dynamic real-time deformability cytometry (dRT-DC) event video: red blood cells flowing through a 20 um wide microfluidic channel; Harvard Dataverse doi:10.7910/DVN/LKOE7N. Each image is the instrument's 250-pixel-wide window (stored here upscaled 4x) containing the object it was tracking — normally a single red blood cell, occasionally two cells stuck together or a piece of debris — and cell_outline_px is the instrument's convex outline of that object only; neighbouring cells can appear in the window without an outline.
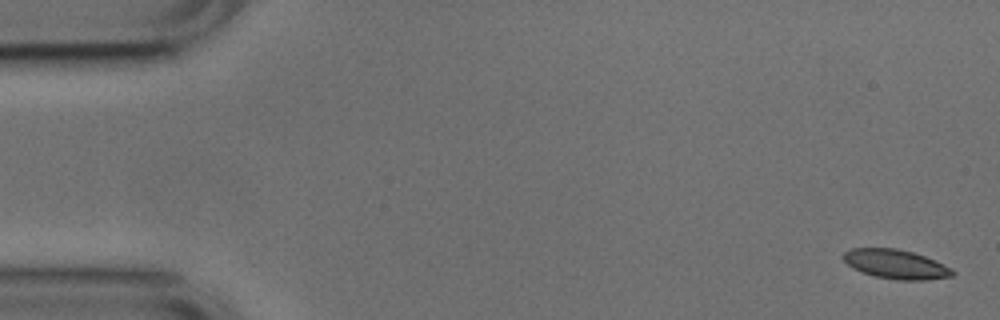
{"species": "common noctule bat (a hibernating species)", "species_latin": "Nyctalus noctula", "temperature_condition": "cold", "stored_images_in_passage": 14, "camera_frame_rate_fps": 3000, "um_per_image_px": 0.085, "animal": {"sex": "male", "body_mass_g": 17.9, "forearm_length_mm": 54.2}, "frame": {"image": 1, "passage_image": 1, "time_ms": 0.0, "image_size_px": [1000, 320], "cell_outline_px": [[956, 272], [952, 276], [928, 280], [896, 280], [876, 276], [852, 268], [844, 260], [844, 252], [852, 248], [896, 248], [912, 252], [936, 260], [952, 268]], "centroid_in_image_um": [76.19, 22.46], "position_along_channel_um": 8.8, "area_um2": 18.55}}
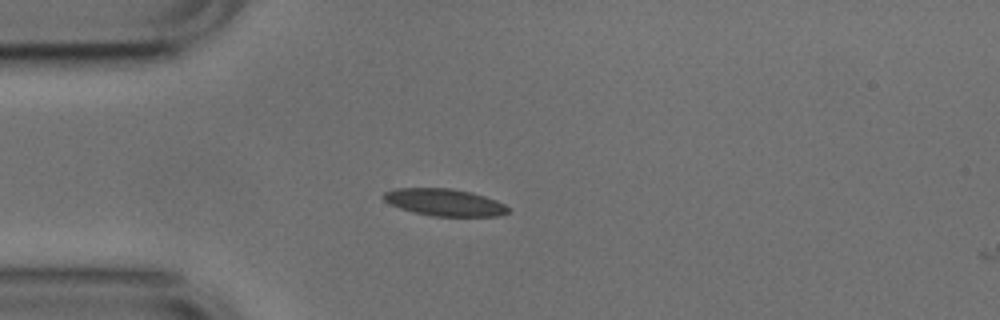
{"frame": {"image": 2, "passage_image": 13, "time_ms": 4.0, "image_size_px": [1000, 320], "cell_outline_px": [[508, 212], [500, 216], [432, 216], [400, 208], [388, 204], [380, 196], [384, 192], [396, 188], [452, 188], [472, 192], [496, 200], [504, 204], [508, 208]], "centroid_in_image_um": [37.75, 17.19], "position_along_channel_um": 47.3, "area_um2": 19.71}}